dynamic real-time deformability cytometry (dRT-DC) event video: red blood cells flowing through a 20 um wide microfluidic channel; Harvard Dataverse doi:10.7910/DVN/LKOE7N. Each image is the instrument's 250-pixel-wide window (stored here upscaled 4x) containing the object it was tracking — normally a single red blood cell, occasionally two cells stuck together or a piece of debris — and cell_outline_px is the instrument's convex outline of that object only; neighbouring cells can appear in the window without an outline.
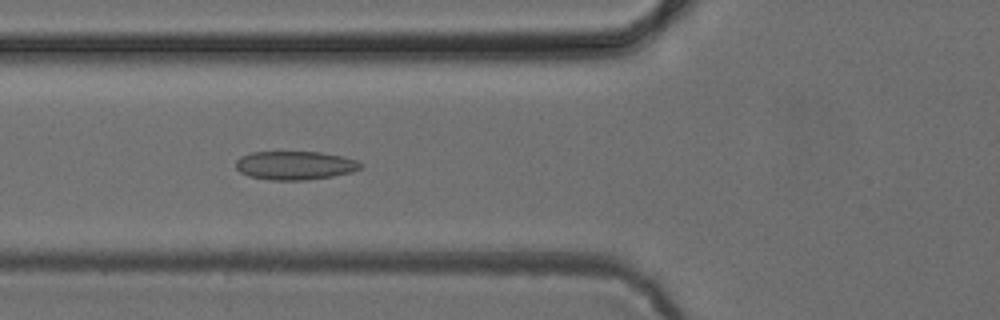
{"species": "common noctule bat (a hibernating species)", "species_latin": "Nyctalus noctula", "temperature_condition": "cold", "stored_images_in_passage": 51, "camera_frame_rate_fps": 3000, "um_per_image_px": 0.085, "animal": {"sex": "female", "body_mass_g": 24.6, "forearm_length_mm": 56.2}, "frame": {"image": 1, "passage_image": 19, "time_ms": 6.0, "image_size_px": [1000, 320], "cell_outline_px": [[364, 164], [360, 168], [352, 172], [332, 176], [304, 180], [272, 180], [248, 176], [240, 172], [236, 168], [236, 160], [240, 156], [252, 152], [320, 152], [344, 156], [356, 160]], "centroid_in_image_um": [25.07, 14.05], "position_along_channel_um": 100.7, "area_um2": 20.87}}
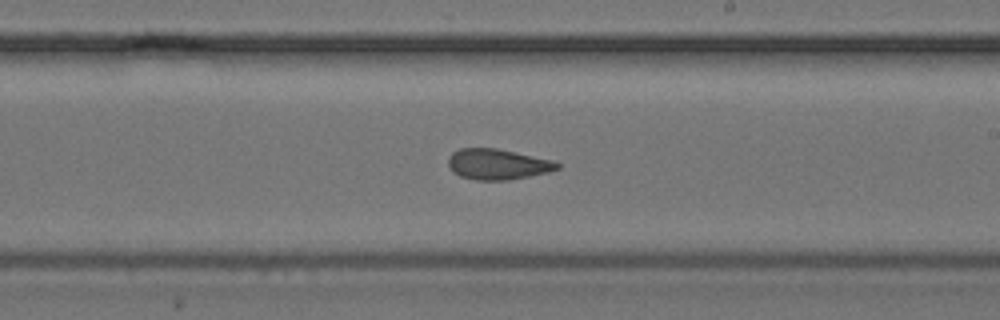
{"frame": {"image": 2, "passage_image": 30, "time_ms": 9.667, "image_size_px": [1000, 320], "cell_outline_px": [[560, 168], [548, 172], [508, 180], [476, 180], [460, 176], [452, 172], [448, 164], [448, 156], [452, 152], [460, 148], [496, 148], [552, 160], [560, 164]], "centroid_in_image_um": [42.26, 13.96], "position_along_channel_um": 246.7, "area_um2": 19.42}}
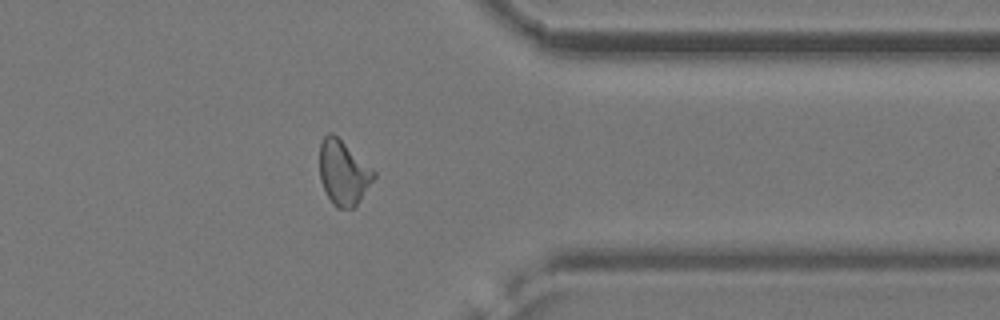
{"frame": {"image": 3, "passage_image": 41, "time_ms": 13.333, "image_size_px": [1000, 320], "cell_outline_px": [[376, 176], [360, 200], [352, 208], [336, 208], [332, 204], [320, 180], [320, 144], [324, 136], [328, 132], [332, 132], [372, 168], [376, 172]], "centroid_in_image_um": [29.18, 14.68], "position_along_channel_um": 382.2, "area_um2": 20.17}}